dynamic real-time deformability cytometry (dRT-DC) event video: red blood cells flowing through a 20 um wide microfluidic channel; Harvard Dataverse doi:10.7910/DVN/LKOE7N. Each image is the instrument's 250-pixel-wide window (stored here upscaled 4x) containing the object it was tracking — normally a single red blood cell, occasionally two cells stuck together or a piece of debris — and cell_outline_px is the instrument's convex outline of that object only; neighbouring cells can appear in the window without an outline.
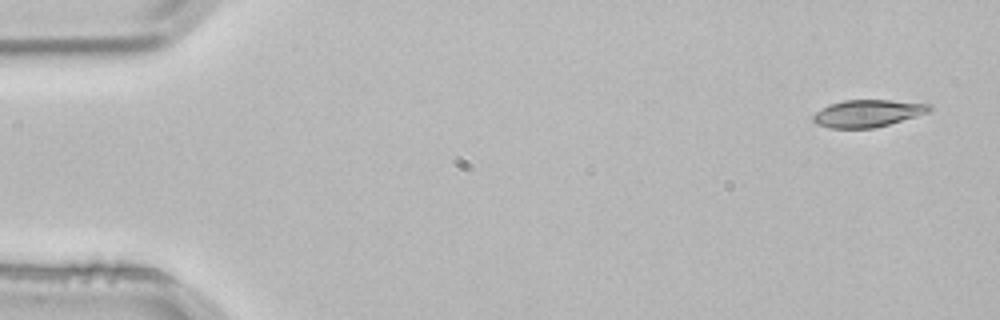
{"species": "common noctule bat (a hibernating species)", "species_latin": "Nyctalus noctula", "temperature_condition": "room temperature", "stored_images_in_passage": 3, "camera_frame_rate_fps": 3000, "um_per_image_px": 0.085, "animal": {"sex": "male", "body_mass_g": 21.5, "forearm_length_mm": 52.0}, "frame": {"image": 1, "passage_image": 1, "time_ms": 0.0, "image_size_px": [1000, 320], "cell_outline_px": [[932, 108], [928, 112], [916, 116], [888, 124], [872, 128], [832, 128], [816, 124], [812, 120], [812, 116], [820, 108], [828, 104], [844, 100], [888, 100], [932, 104]], "centroid_in_image_um": [73.71, 9.62], "position_along_channel_um": 11.3, "area_um2": 18.38}}
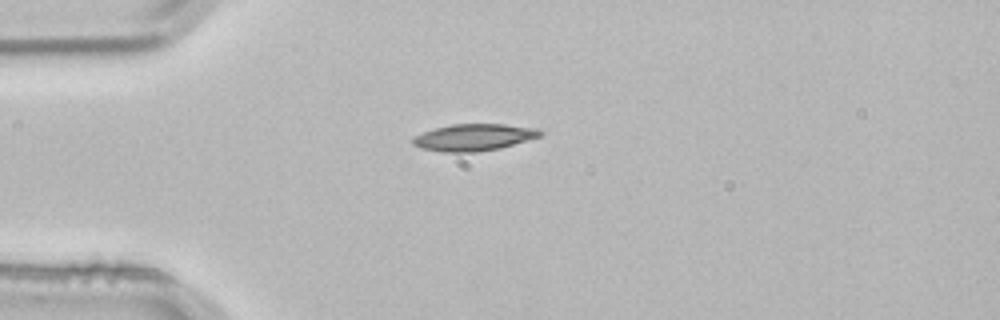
{"frame": {"image": 2, "passage_image": 3, "time_ms": 0.667, "image_size_px": [1000, 320], "cell_outline_px": [[544, 136], [500, 148], [476, 152], [444, 152], [420, 148], [412, 144], [412, 140], [416, 136], [424, 132], [436, 128], [452, 124], [504, 124], [540, 128], [544, 132]], "centroid_in_image_um": [40.36, 11.67], "position_along_channel_um": 44.6, "area_um2": 20.06}}